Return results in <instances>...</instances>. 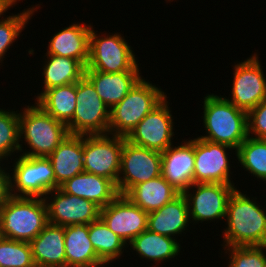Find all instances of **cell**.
<instances>
[{"mask_svg": "<svg viewBox=\"0 0 266 267\" xmlns=\"http://www.w3.org/2000/svg\"><path fill=\"white\" fill-rule=\"evenodd\" d=\"M253 199L237 188L230 195L223 247L266 245V211Z\"/></svg>", "mask_w": 266, "mask_h": 267, "instance_id": "1", "label": "cell"}, {"mask_svg": "<svg viewBox=\"0 0 266 267\" xmlns=\"http://www.w3.org/2000/svg\"><path fill=\"white\" fill-rule=\"evenodd\" d=\"M203 124L206 136L198 138L228 145L235 149L248 137L247 112L225 97L208 94L204 97Z\"/></svg>", "mask_w": 266, "mask_h": 267, "instance_id": "2", "label": "cell"}, {"mask_svg": "<svg viewBox=\"0 0 266 267\" xmlns=\"http://www.w3.org/2000/svg\"><path fill=\"white\" fill-rule=\"evenodd\" d=\"M41 197H11L0 208V237L31 242L48 224Z\"/></svg>", "mask_w": 266, "mask_h": 267, "instance_id": "3", "label": "cell"}, {"mask_svg": "<svg viewBox=\"0 0 266 267\" xmlns=\"http://www.w3.org/2000/svg\"><path fill=\"white\" fill-rule=\"evenodd\" d=\"M35 105L27 106L19 113L20 139L23 136L31 148L22 155L48 157L70 133L66 124L46 113L38 104Z\"/></svg>", "mask_w": 266, "mask_h": 267, "instance_id": "4", "label": "cell"}, {"mask_svg": "<svg viewBox=\"0 0 266 267\" xmlns=\"http://www.w3.org/2000/svg\"><path fill=\"white\" fill-rule=\"evenodd\" d=\"M167 97L160 88L142 78L110 109L109 134L127 137L136 125Z\"/></svg>", "mask_w": 266, "mask_h": 267, "instance_id": "5", "label": "cell"}, {"mask_svg": "<svg viewBox=\"0 0 266 267\" xmlns=\"http://www.w3.org/2000/svg\"><path fill=\"white\" fill-rule=\"evenodd\" d=\"M76 103L74 116L67 124L71 135L109 133L110 108L85 75L76 82Z\"/></svg>", "mask_w": 266, "mask_h": 267, "instance_id": "6", "label": "cell"}, {"mask_svg": "<svg viewBox=\"0 0 266 267\" xmlns=\"http://www.w3.org/2000/svg\"><path fill=\"white\" fill-rule=\"evenodd\" d=\"M136 60L131 46L120 34L100 37L91 27L89 58L85 69L104 73L139 71Z\"/></svg>", "mask_w": 266, "mask_h": 267, "instance_id": "7", "label": "cell"}, {"mask_svg": "<svg viewBox=\"0 0 266 267\" xmlns=\"http://www.w3.org/2000/svg\"><path fill=\"white\" fill-rule=\"evenodd\" d=\"M10 173L13 197H45L55 189V174L47 157L20 155ZM14 191V192H13Z\"/></svg>", "mask_w": 266, "mask_h": 267, "instance_id": "8", "label": "cell"}, {"mask_svg": "<svg viewBox=\"0 0 266 267\" xmlns=\"http://www.w3.org/2000/svg\"><path fill=\"white\" fill-rule=\"evenodd\" d=\"M123 145V136L83 135L84 172L105 177L117 185Z\"/></svg>", "mask_w": 266, "mask_h": 267, "instance_id": "9", "label": "cell"}, {"mask_svg": "<svg viewBox=\"0 0 266 267\" xmlns=\"http://www.w3.org/2000/svg\"><path fill=\"white\" fill-rule=\"evenodd\" d=\"M161 169V152L130 143L124 137L116 185L119 195H125L133 186L159 177Z\"/></svg>", "mask_w": 266, "mask_h": 267, "instance_id": "10", "label": "cell"}, {"mask_svg": "<svg viewBox=\"0 0 266 267\" xmlns=\"http://www.w3.org/2000/svg\"><path fill=\"white\" fill-rule=\"evenodd\" d=\"M232 98H226L237 108L249 112L266 99V78L257 53L234 65Z\"/></svg>", "mask_w": 266, "mask_h": 267, "instance_id": "11", "label": "cell"}, {"mask_svg": "<svg viewBox=\"0 0 266 267\" xmlns=\"http://www.w3.org/2000/svg\"><path fill=\"white\" fill-rule=\"evenodd\" d=\"M166 97L129 133L126 139L135 145L164 152L172 145L173 117Z\"/></svg>", "mask_w": 266, "mask_h": 267, "instance_id": "12", "label": "cell"}, {"mask_svg": "<svg viewBox=\"0 0 266 267\" xmlns=\"http://www.w3.org/2000/svg\"><path fill=\"white\" fill-rule=\"evenodd\" d=\"M195 189L194 192L189 190ZM234 185L221 183H193L184 193L193 222L226 218L227 202ZM190 192V193H189Z\"/></svg>", "mask_w": 266, "mask_h": 267, "instance_id": "13", "label": "cell"}, {"mask_svg": "<svg viewBox=\"0 0 266 267\" xmlns=\"http://www.w3.org/2000/svg\"><path fill=\"white\" fill-rule=\"evenodd\" d=\"M227 149L234 148L205 139H194V183H221L234 185L230 180Z\"/></svg>", "mask_w": 266, "mask_h": 267, "instance_id": "14", "label": "cell"}, {"mask_svg": "<svg viewBox=\"0 0 266 267\" xmlns=\"http://www.w3.org/2000/svg\"><path fill=\"white\" fill-rule=\"evenodd\" d=\"M49 194H52L51 198L46 196L44 201L47 207L48 222L51 224L63 227L90 224L100 218L101 208L92 201L64 193L60 188L50 191L47 195ZM52 196L54 197L52 198Z\"/></svg>", "mask_w": 266, "mask_h": 267, "instance_id": "15", "label": "cell"}, {"mask_svg": "<svg viewBox=\"0 0 266 267\" xmlns=\"http://www.w3.org/2000/svg\"><path fill=\"white\" fill-rule=\"evenodd\" d=\"M100 218L128 245L147 229L148 212L133 204L124 195H118L111 203L101 208Z\"/></svg>", "mask_w": 266, "mask_h": 267, "instance_id": "16", "label": "cell"}, {"mask_svg": "<svg viewBox=\"0 0 266 267\" xmlns=\"http://www.w3.org/2000/svg\"><path fill=\"white\" fill-rule=\"evenodd\" d=\"M161 155V176L183 194L194 183V139L186 140L178 147L171 145Z\"/></svg>", "mask_w": 266, "mask_h": 267, "instance_id": "17", "label": "cell"}, {"mask_svg": "<svg viewBox=\"0 0 266 267\" xmlns=\"http://www.w3.org/2000/svg\"><path fill=\"white\" fill-rule=\"evenodd\" d=\"M55 174V189L84 172L83 135L69 134L47 157Z\"/></svg>", "mask_w": 266, "mask_h": 267, "instance_id": "18", "label": "cell"}, {"mask_svg": "<svg viewBox=\"0 0 266 267\" xmlns=\"http://www.w3.org/2000/svg\"><path fill=\"white\" fill-rule=\"evenodd\" d=\"M59 188L64 193L92 201L100 208L107 206L119 195L111 180L87 172L68 179Z\"/></svg>", "mask_w": 266, "mask_h": 267, "instance_id": "19", "label": "cell"}, {"mask_svg": "<svg viewBox=\"0 0 266 267\" xmlns=\"http://www.w3.org/2000/svg\"><path fill=\"white\" fill-rule=\"evenodd\" d=\"M85 76L92 82L97 94L110 109L142 79L139 71L104 73L85 69Z\"/></svg>", "mask_w": 266, "mask_h": 267, "instance_id": "20", "label": "cell"}, {"mask_svg": "<svg viewBox=\"0 0 266 267\" xmlns=\"http://www.w3.org/2000/svg\"><path fill=\"white\" fill-rule=\"evenodd\" d=\"M90 26L72 24L56 33L49 41L45 54L64 56L80 61L85 67L89 58Z\"/></svg>", "mask_w": 266, "mask_h": 267, "instance_id": "21", "label": "cell"}, {"mask_svg": "<svg viewBox=\"0 0 266 267\" xmlns=\"http://www.w3.org/2000/svg\"><path fill=\"white\" fill-rule=\"evenodd\" d=\"M189 220L187 200L183 194H179L162 208L148 213L147 229L174 238L175 234L185 231Z\"/></svg>", "mask_w": 266, "mask_h": 267, "instance_id": "22", "label": "cell"}, {"mask_svg": "<svg viewBox=\"0 0 266 267\" xmlns=\"http://www.w3.org/2000/svg\"><path fill=\"white\" fill-rule=\"evenodd\" d=\"M65 227L48 223L30 242L35 264L66 266Z\"/></svg>", "mask_w": 266, "mask_h": 267, "instance_id": "23", "label": "cell"}, {"mask_svg": "<svg viewBox=\"0 0 266 267\" xmlns=\"http://www.w3.org/2000/svg\"><path fill=\"white\" fill-rule=\"evenodd\" d=\"M180 193L161 175L133 186L124 196L145 212L162 208Z\"/></svg>", "mask_w": 266, "mask_h": 267, "instance_id": "24", "label": "cell"}, {"mask_svg": "<svg viewBox=\"0 0 266 267\" xmlns=\"http://www.w3.org/2000/svg\"><path fill=\"white\" fill-rule=\"evenodd\" d=\"M66 267L104 263L96 254L89 239V224L65 226Z\"/></svg>", "mask_w": 266, "mask_h": 267, "instance_id": "25", "label": "cell"}, {"mask_svg": "<svg viewBox=\"0 0 266 267\" xmlns=\"http://www.w3.org/2000/svg\"><path fill=\"white\" fill-rule=\"evenodd\" d=\"M47 59L43 68L44 86L38 96V99L47 89L63 86L71 83H76L85 75V66L78 60L46 54Z\"/></svg>", "mask_w": 266, "mask_h": 267, "instance_id": "26", "label": "cell"}, {"mask_svg": "<svg viewBox=\"0 0 266 267\" xmlns=\"http://www.w3.org/2000/svg\"><path fill=\"white\" fill-rule=\"evenodd\" d=\"M129 245L141 258L154 262L170 260L178 256L181 249L180 244L174 238L151 232L148 229L136 236Z\"/></svg>", "mask_w": 266, "mask_h": 267, "instance_id": "27", "label": "cell"}, {"mask_svg": "<svg viewBox=\"0 0 266 267\" xmlns=\"http://www.w3.org/2000/svg\"><path fill=\"white\" fill-rule=\"evenodd\" d=\"M36 101L46 113L67 125L74 116L77 104L76 83L47 89Z\"/></svg>", "mask_w": 266, "mask_h": 267, "instance_id": "28", "label": "cell"}, {"mask_svg": "<svg viewBox=\"0 0 266 267\" xmlns=\"http://www.w3.org/2000/svg\"><path fill=\"white\" fill-rule=\"evenodd\" d=\"M89 239L97 256L108 265L117 258L120 259L124 252L122 249L127 245L101 218L89 224Z\"/></svg>", "mask_w": 266, "mask_h": 267, "instance_id": "29", "label": "cell"}, {"mask_svg": "<svg viewBox=\"0 0 266 267\" xmlns=\"http://www.w3.org/2000/svg\"><path fill=\"white\" fill-rule=\"evenodd\" d=\"M235 154L243 169L258 179L266 181V139L248 136Z\"/></svg>", "mask_w": 266, "mask_h": 267, "instance_id": "30", "label": "cell"}, {"mask_svg": "<svg viewBox=\"0 0 266 267\" xmlns=\"http://www.w3.org/2000/svg\"><path fill=\"white\" fill-rule=\"evenodd\" d=\"M19 135V113L0 108V161L15 151H22Z\"/></svg>", "mask_w": 266, "mask_h": 267, "instance_id": "31", "label": "cell"}, {"mask_svg": "<svg viewBox=\"0 0 266 267\" xmlns=\"http://www.w3.org/2000/svg\"><path fill=\"white\" fill-rule=\"evenodd\" d=\"M29 242L0 237V267H34Z\"/></svg>", "mask_w": 266, "mask_h": 267, "instance_id": "32", "label": "cell"}, {"mask_svg": "<svg viewBox=\"0 0 266 267\" xmlns=\"http://www.w3.org/2000/svg\"><path fill=\"white\" fill-rule=\"evenodd\" d=\"M37 6L38 5L28 8L27 10L24 9L20 14H13L12 16L10 15L0 20V62L3 61L7 49L19 38V34L22 32L29 19H31L33 13L39 8V6Z\"/></svg>", "mask_w": 266, "mask_h": 267, "instance_id": "33", "label": "cell"}, {"mask_svg": "<svg viewBox=\"0 0 266 267\" xmlns=\"http://www.w3.org/2000/svg\"><path fill=\"white\" fill-rule=\"evenodd\" d=\"M229 252L228 267H266V256L262 246H230L224 247Z\"/></svg>", "mask_w": 266, "mask_h": 267, "instance_id": "34", "label": "cell"}, {"mask_svg": "<svg viewBox=\"0 0 266 267\" xmlns=\"http://www.w3.org/2000/svg\"><path fill=\"white\" fill-rule=\"evenodd\" d=\"M248 136L266 139V99L247 113ZM250 133L252 135H250Z\"/></svg>", "mask_w": 266, "mask_h": 267, "instance_id": "35", "label": "cell"}, {"mask_svg": "<svg viewBox=\"0 0 266 267\" xmlns=\"http://www.w3.org/2000/svg\"><path fill=\"white\" fill-rule=\"evenodd\" d=\"M10 177V173L0 166V208L12 197Z\"/></svg>", "mask_w": 266, "mask_h": 267, "instance_id": "36", "label": "cell"}, {"mask_svg": "<svg viewBox=\"0 0 266 267\" xmlns=\"http://www.w3.org/2000/svg\"><path fill=\"white\" fill-rule=\"evenodd\" d=\"M13 4L10 0H0V17L4 15V12L6 13L8 8L13 7Z\"/></svg>", "mask_w": 266, "mask_h": 267, "instance_id": "37", "label": "cell"}, {"mask_svg": "<svg viewBox=\"0 0 266 267\" xmlns=\"http://www.w3.org/2000/svg\"><path fill=\"white\" fill-rule=\"evenodd\" d=\"M108 263H100L96 265H89V266H73V267H105Z\"/></svg>", "mask_w": 266, "mask_h": 267, "instance_id": "38", "label": "cell"}, {"mask_svg": "<svg viewBox=\"0 0 266 267\" xmlns=\"http://www.w3.org/2000/svg\"><path fill=\"white\" fill-rule=\"evenodd\" d=\"M34 267H66V266H52V265H39V264H35Z\"/></svg>", "mask_w": 266, "mask_h": 267, "instance_id": "39", "label": "cell"}, {"mask_svg": "<svg viewBox=\"0 0 266 267\" xmlns=\"http://www.w3.org/2000/svg\"><path fill=\"white\" fill-rule=\"evenodd\" d=\"M12 3H14V5L17 3V1H20V0H10Z\"/></svg>", "mask_w": 266, "mask_h": 267, "instance_id": "40", "label": "cell"}]
</instances>
